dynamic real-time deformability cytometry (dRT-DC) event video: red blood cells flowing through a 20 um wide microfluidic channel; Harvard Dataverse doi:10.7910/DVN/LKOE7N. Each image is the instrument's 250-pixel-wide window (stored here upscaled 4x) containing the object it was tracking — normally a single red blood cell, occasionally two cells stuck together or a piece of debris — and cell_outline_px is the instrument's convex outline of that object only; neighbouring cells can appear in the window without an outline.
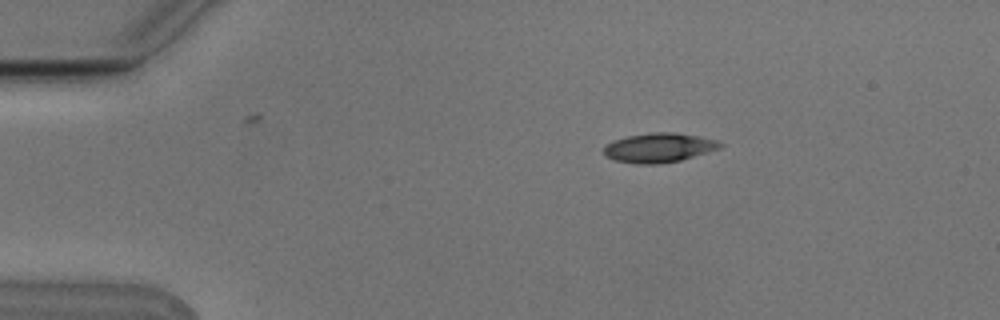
{"species": "Egyptian fruit bat (a non-hibernating species)", "species_latin": "Rousettus aegyptiacus", "temperature_condition": "cold", "stored_images_in_passage": 3, "camera_frame_rate_fps": 3000, "um_per_image_px": 0.085, "animal": {"sex": "male"}, "frame": {"image": 1, "passage_image": 1, "time_ms": 0.0, "image_size_px": [1000, 320], "cell_outline_px": [[724, 144], [720, 148], [708, 152], [680, 160], [656, 164], [636, 164], [612, 160], [604, 156], [604, 148], [612, 140], [628, 136], [652, 132], [676, 132], [716, 140]], "centroid_in_image_um": [55.98, 12.56], "position_along_channel_um": 29.0, "area_um2": 19.88}}
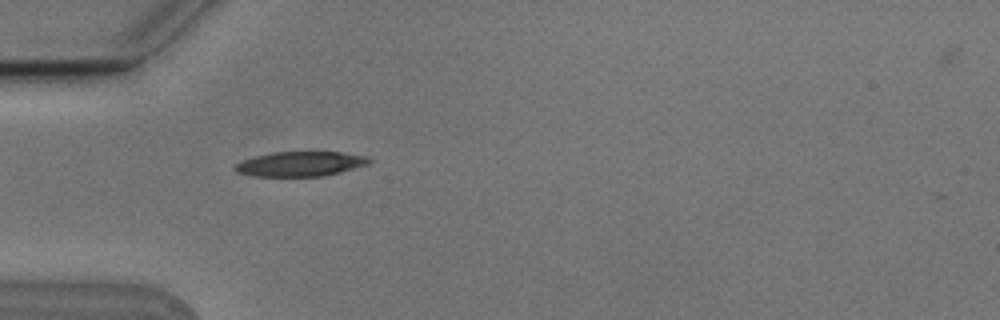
{"frame": {"image": 2, "passage_image": 3, "time_ms": 0.667, "image_size_px": [1000, 320], "cell_outline_px": [[372, 160], [368, 164], [340, 172], [324, 176], [252, 176], [236, 172], [232, 168], [236, 164], [244, 160], [256, 156], [272, 152], [340, 152], [368, 156]], "centroid_in_image_um": [25.53, 13.93], "position_along_channel_um": 59.5, "area_um2": 19.31}}